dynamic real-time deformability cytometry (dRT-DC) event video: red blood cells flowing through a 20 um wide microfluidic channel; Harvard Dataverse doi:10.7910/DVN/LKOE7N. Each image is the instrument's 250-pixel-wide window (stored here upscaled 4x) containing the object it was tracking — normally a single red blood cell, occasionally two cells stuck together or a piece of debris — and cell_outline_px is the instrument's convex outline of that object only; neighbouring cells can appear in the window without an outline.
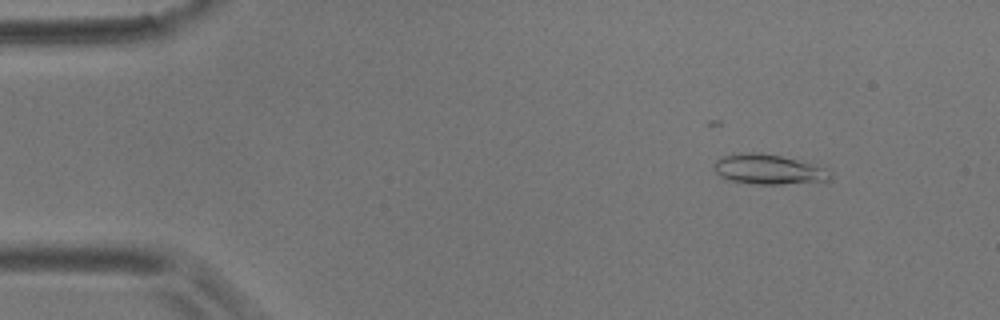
{"species": "common noctule bat (a hibernating species)", "species_latin": "Nyctalus noctula", "temperature_condition": "room temperature", "stored_images_in_passage": 44, "camera_frame_rate_fps": 3000, "um_per_image_px": 0.085, "animal": {"sex": "male", "body_mass_g": 17.9}, "frame": {"image": 1, "passage_image": 6, "time_ms": 1.667, "image_size_px": [1000, 320], "cell_outline_px": [[832, 176], [828, 180], [780, 184], [756, 184], [724, 180], [716, 172], [716, 160], [720, 156], [744, 152], [760, 152], [780, 156], [832, 168]], "centroid_in_image_um": [65.35, 14.39], "position_along_channel_um": 19.7, "area_um2": 20.46}}
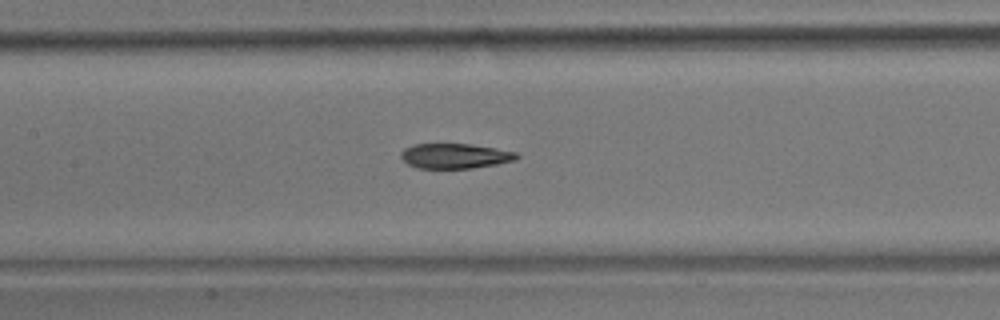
{"frame": {"image": 2, "passage_image": 25, "time_ms": 8.0, "image_size_px": [1000, 320], "cell_outline_px": [[520, 156], [516, 160], [496, 164], [472, 168], [416, 168], [408, 164], [400, 156], [400, 152], [404, 148], [412, 144], [472, 144], [496, 148], [516, 152]], "centroid_in_image_um": [38.67, 13.25], "position_along_channel_um": 168.7, "area_um2": 16.94}}
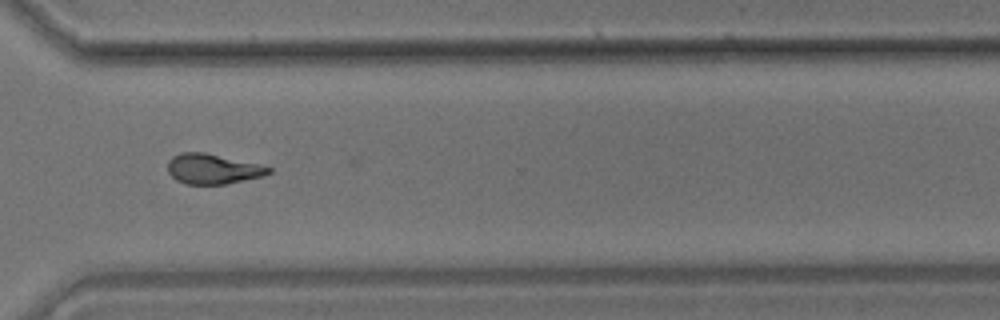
{"frame": {"image": 3, "passage_image": 40, "time_ms": 13.0, "image_size_px": [1000, 320], "cell_outline_px": [[272, 172], [264, 176], [224, 184], [188, 184], [176, 180], [168, 172], [168, 160], [172, 156], [180, 152], [204, 152], [256, 164], [272, 168]], "centroid_in_image_um": [18.05, 14.36], "position_along_channel_um": 352.5, "area_um2": 17.51}, "authors_computed_cell_mechanics": {"area_um2": 18.4382, "velocity_mm_per_s": 3.6755, "shape_relaxation_time_tau1_ms": 5.0388, "shape_relaxation_time_tau2_ms": 3.0859, "deformation_change_tau1": 0.1602, "deformation_change_tau2": 0.0941}}